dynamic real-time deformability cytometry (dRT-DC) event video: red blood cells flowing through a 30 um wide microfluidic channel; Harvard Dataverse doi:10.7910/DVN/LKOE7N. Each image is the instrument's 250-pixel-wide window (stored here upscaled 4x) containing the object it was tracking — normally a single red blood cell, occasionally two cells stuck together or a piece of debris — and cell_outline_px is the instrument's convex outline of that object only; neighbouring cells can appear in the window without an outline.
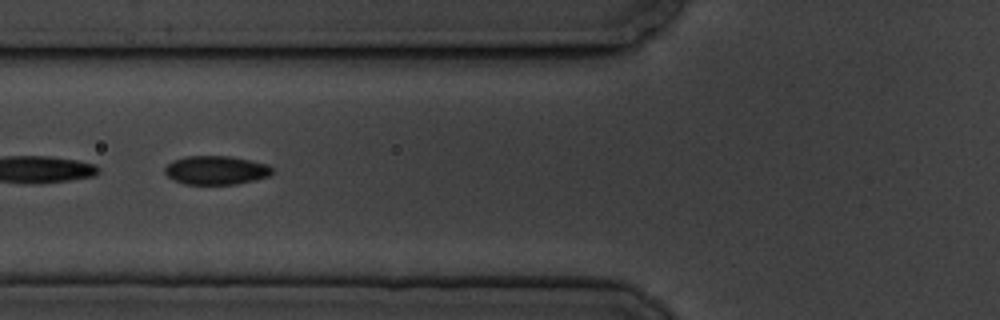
{"species": "common noctule bat (a hibernating species)", "species_latin": "Nyctalus noctula", "temperature_condition": "cold", "stored_images_in_passage": 9, "camera_frame_rate_fps": 3000, "um_per_image_px": 0.085, "animal": {"sex": "male", "body_mass_g": 19.5, "forearm_length_mm": 54.6}, "frame": {"image": 1, "passage_image": 7, "time_ms": 7.0, "image_size_px": [1000, 320], "cell_outline_px": [[272, 172], [268, 176], [256, 180], [236, 184], [184, 184], [172, 180], [164, 172], [164, 168], [172, 160], [184, 156], [228, 156], [268, 164], [272, 168]], "centroid_in_image_um": [18.33, 14.47], "position_along_channel_um": 107.5, "area_um2": 18.03}}